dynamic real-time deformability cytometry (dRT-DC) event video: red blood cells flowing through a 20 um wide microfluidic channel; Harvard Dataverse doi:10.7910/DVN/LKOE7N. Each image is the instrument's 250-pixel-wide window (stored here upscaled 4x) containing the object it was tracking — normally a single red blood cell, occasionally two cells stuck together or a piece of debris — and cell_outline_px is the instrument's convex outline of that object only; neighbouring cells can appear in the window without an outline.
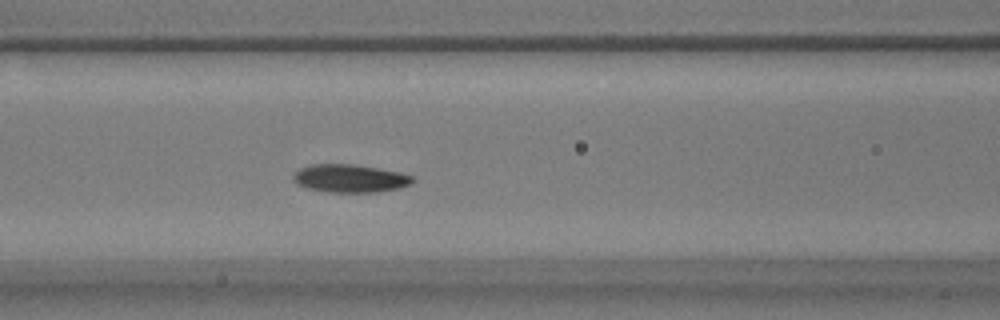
{"species": "common noctule bat (a hibernating species)", "species_latin": "Nyctalus noctula", "temperature_condition": "warm", "stored_images_in_passage": 55, "camera_frame_rate_fps": 3000, "um_per_image_px": 0.085, "animal": {"sex": "male", "body_mass_g": 17.9}, "frame": {"image": 1, "passage_image": 20, "time_ms": 6.333, "image_size_px": [1000, 320], "cell_outline_px": [[412, 180], [408, 184], [400, 188], [376, 192], [328, 192], [308, 188], [292, 180], [292, 176], [300, 168], [312, 164], [352, 164], [376, 168], [396, 172], [412, 176]], "centroid_in_image_um": [29.69, 15.16], "position_along_channel_um": 136.9, "area_um2": 19.07}}
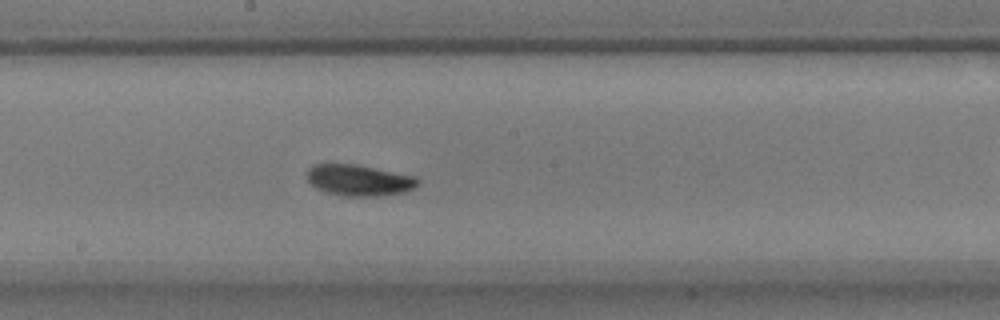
{"frame": {"image": 2, "passage_image": 27, "time_ms": 8.667, "image_size_px": [1000, 320], "cell_outline_px": [[420, 184], [404, 192], [380, 196], [340, 196], [324, 192], [316, 188], [308, 180], [308, 168], [312, 164], [356, 164], [416, 176], [420, 180]], "centroid_in_image_um": [30.53, 15.32], "position_along_channel_um": 217.7, "area_um2": 20.29}}
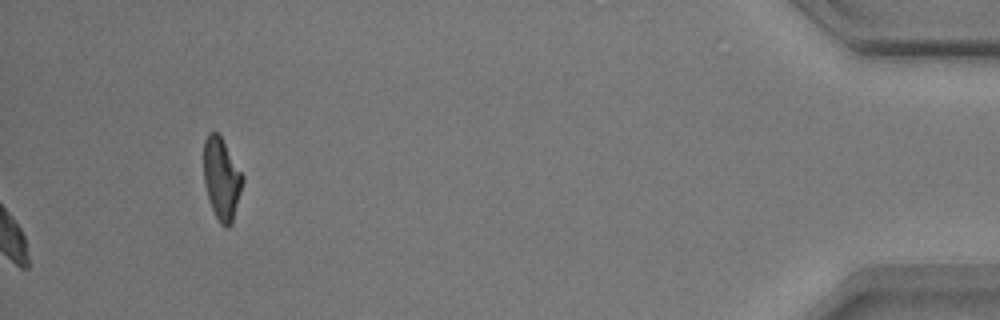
{"frame": {"image": 3, "passage_image": 55, "time_ms": 18.0, "image_size_px": [1000, 320], "cell_outline_px": [[244, 180], [232, 224], [228, 228], [224, 228], [220, 224], [212, 208], [204, 184], [204, 140], [208, 132], [216, 132], [220, 136], [244, 176]], "centroid_in_image_um": [18.84, 15.22], "position_along_channel_um": 416.4, "area_um2": 18.5}, "authors_computed_cell_mechanics": {"area_um2": 18.785, "velocity_mm_per_s": 3.4791, "shape_relaxation_time_tau1_ms": null, "shape_relaxation_time_tau2_ms": 4.7215, "deformation_change_tau1": null, "deformation_change_tau2": 0.0889}}